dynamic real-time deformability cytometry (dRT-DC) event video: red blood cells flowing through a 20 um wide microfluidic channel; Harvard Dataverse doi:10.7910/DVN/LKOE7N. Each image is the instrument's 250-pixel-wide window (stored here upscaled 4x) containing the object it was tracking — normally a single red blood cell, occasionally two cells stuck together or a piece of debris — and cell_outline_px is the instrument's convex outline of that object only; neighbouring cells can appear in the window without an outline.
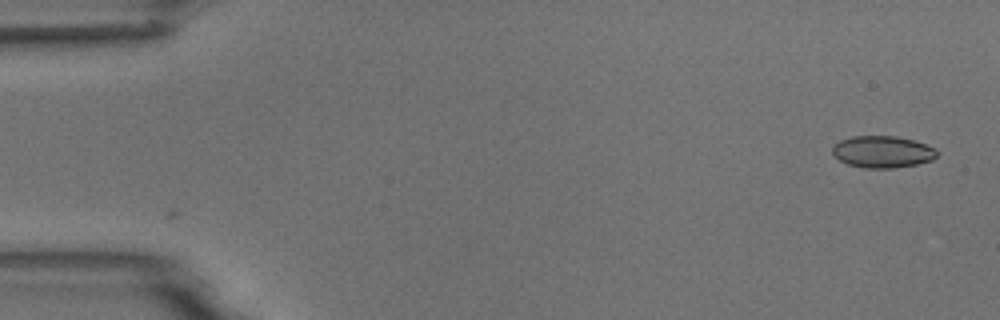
{"species": "common noctule bat (a hibernating species)", "species_latin": "Nyctalus noctula", "temperature_condition": "room temperature", "stored_images_in_passage": 2, "camera_frame_rate_fps": 3000, "um_per_image_px": 0.085, "animal": {"sex": "male", "body_mass_g": 18.8}, "frame": {"image": 1, "passage_image": 2, "time_ms": 1.333, "image_size_px": [1000, 320], "cell_outline_px": [[936, 156], [932, 160], [916, 164], [896, 168], [864, 168], [848, 164], [840, 160], [832, 152], [832, 148], [840, 140], [852, 136], [896, 136], [912, 140], [936, 148]], "centroid_in_image_um": [75.01, 12.9], "position_along_channel_um": 10.0, "area_um2": 19.25}}